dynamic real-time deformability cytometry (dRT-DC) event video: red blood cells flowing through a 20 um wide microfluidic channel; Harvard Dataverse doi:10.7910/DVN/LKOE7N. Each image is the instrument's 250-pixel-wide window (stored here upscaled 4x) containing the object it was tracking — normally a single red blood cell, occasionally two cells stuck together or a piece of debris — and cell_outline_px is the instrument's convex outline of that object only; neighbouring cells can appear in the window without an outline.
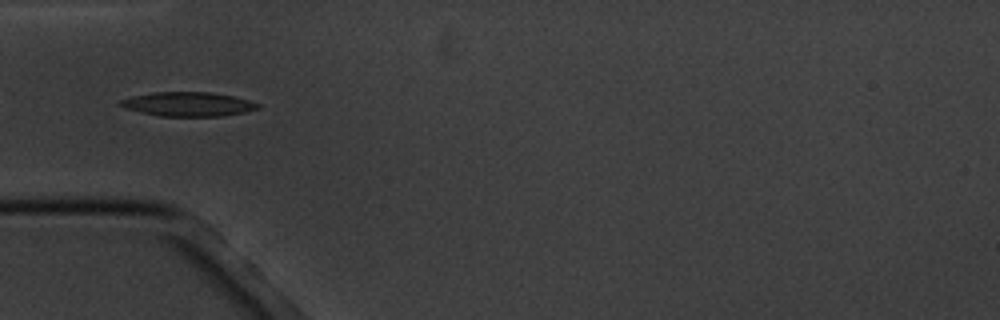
{"species": "common noctule bat (a hibernating species)", "species_latin": "Nyctalus noctula", "temperature_condition": "cold", "stored_images_in_passage": 15, "camera_frame_rate_fps": 3000, "um_per_image_px": 0.085, "animal": {"sex": "male", "body_mass_g": 20.1, "forearm_length_mm": 53.5}, "frame": {"image": 1, "passage_image": 4, "time_ms": 3.333, "image_size_px": [1000, 320], "cell_outline_px": [[260, 108], [244, 112], [220, 116], [160, 116], [140, 112], [124, 108], [116, 104], [120, 100], [132, 96], [152, 92], [212, 92], [236, 96], [260, 104]], "centroid_in_image_um": [15.96, 8.84], "position_along_channel_um": 69.0, "area_um2": 19.54}}
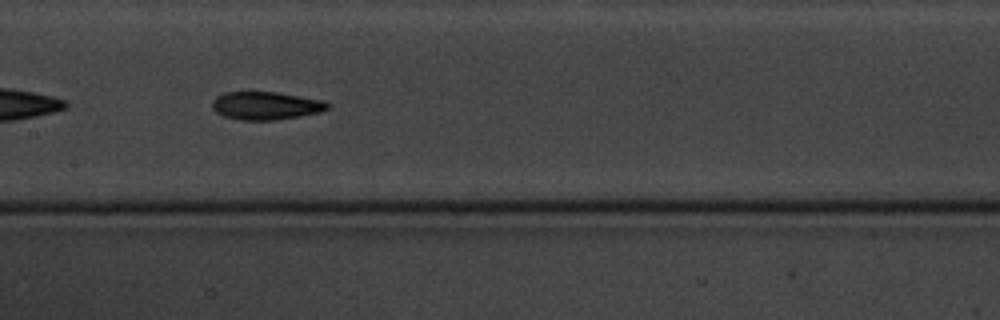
{"frame": {"image": 2, "passage_image": 7, "time_ms": 6.667, "image_size_px": [1000, 320], "cell_outline_px": [[332, 104], [328, 108], [320, 112], [300, 116], [276, 120], [240, 120], [224, 116], [216, 112], [212, 108], [212, 100], [216, 96], [224, 92], [276, 92], [324, 100]], "centroid_in_image_um": [22.6, 8.98], "position_along_channel_um": 184.8, "area_um2": 18.96}}
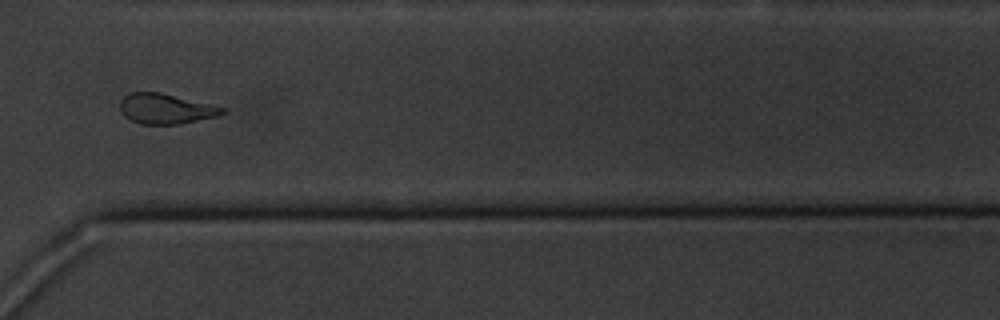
{"frame": {"image": 3, "passage_image": 11, "time_ms": 11.667, "image_size_px": [1000, 320], "cell_outline_px": [[228, 108], [224, 112], [216, 116], [180, 124], [140, 124], [124, 116], [120, 112], [120, 100], [128, 92], [160, 92], [212, 104]], "centroid_in_image_um": [14.07, 9.23], "position_along_channel_um": 356.5, "area_um2": 18.09}, "authors_computed_cell_mechanics": {"area_um2": 18.9584, "velocity_mm_per_s": 3.4419, "shape_relaxation_time_tau1_ms": 3.4421, "shape_relaxation_time_tau2_ms": 3.607, "deformation_change_tau1": 0.1131, "deformation_change_tau2": 0.105}}